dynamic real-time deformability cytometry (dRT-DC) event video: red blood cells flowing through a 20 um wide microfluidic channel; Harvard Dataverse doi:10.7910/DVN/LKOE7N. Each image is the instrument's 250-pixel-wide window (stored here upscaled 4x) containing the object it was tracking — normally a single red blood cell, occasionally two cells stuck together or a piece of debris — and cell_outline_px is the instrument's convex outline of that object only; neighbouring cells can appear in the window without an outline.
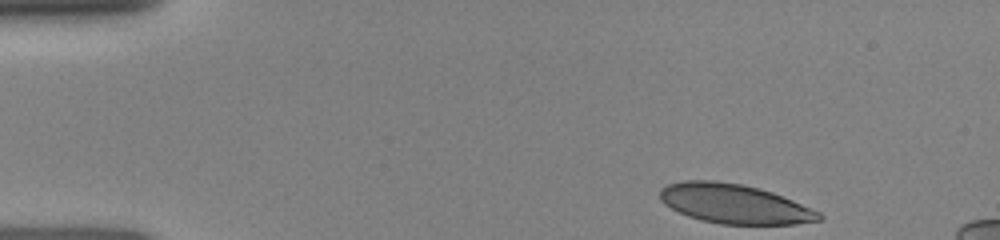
{"species": "human", "species_latin": "Homo sapiens", "temperature_condition": "room temperature", "stored_images_in_passage": 45, "camera_frame_rate_fps": 3000, "um_per_image_px": 0.085, "donor": {"sex": "female"}, "frame": {"image": 1, "passage_image": 1, "time_ms": 0.0, "image_size_px": [1000, 240], "cell_outline_px": [[824, 216], [820, 220], [796, 224], [720, 224], [700, 220], [688, 216], [664, 204], [660, 200], [660, 188], [668, 184], [684, 180], [712, 180], [740, 184], [760, 188], [772, 192], [792, 200], [820, 212]], "centroid_in_image_um": [62.41, 17.32], "position_along_channel_um": 22.6, "area_um2": 36.47}}
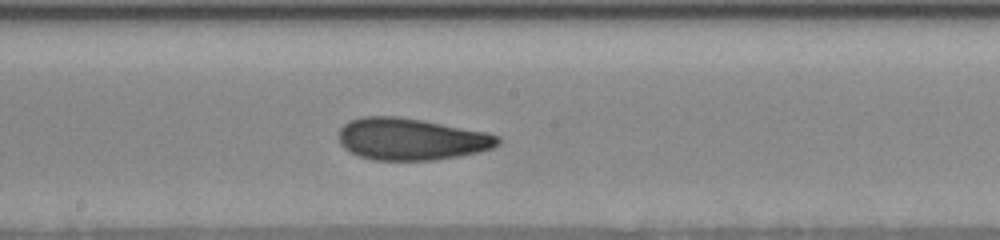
{"frame": {"image": 2, "passage_image": 28, "time_ms": 6.667, "image_size_px": [1000, 240], "cell_outline_px": [[500, 144], [492, 148], [476, 152], [456, 156], [432, 160], [376, 160], [360, 156], [344, 148], [340, 144], [340, 128], [344, 124], [352, 120], [364, 116], [400, 116], [424, 120], [488, 132], [500, 136]], "centroid_in_image_um": [34.98, 11.81], "position_along_channel_um": 213.2, "area_um2": 38.78}}
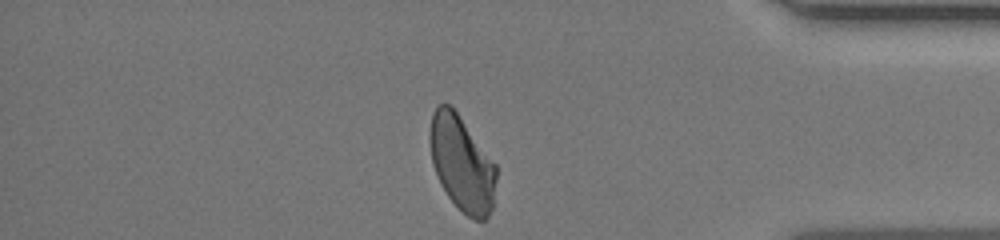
{"frame": {"image": 3, "passage_image": 44, "time_ms": 11.667, "image_size_px": [1000, 240], "cell_outline_px": [[496, 180], [492, 208], [488, 216], [484, 220], [476, 220], [468, 216], [448, 196], [440, 184], [432, 164], [432, 112], [436, 104], [452, 104], [496, 164]], "centroid_in_image_um": [39.29, 13.88], "position_along_channel_um": 395.9, "area_um2": 36.41}}